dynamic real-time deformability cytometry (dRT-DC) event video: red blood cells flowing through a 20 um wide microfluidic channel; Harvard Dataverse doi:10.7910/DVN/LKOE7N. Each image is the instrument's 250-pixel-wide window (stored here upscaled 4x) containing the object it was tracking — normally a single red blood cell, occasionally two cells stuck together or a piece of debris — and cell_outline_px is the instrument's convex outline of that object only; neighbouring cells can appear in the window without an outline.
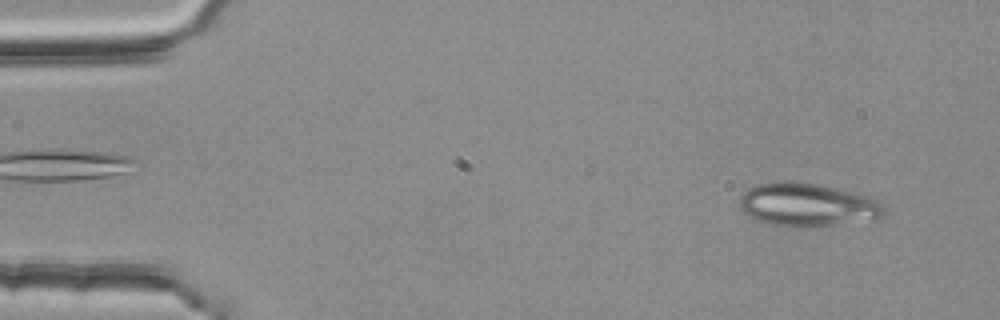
{"species": "common noctule bat (a hibernating species)", "species_latin": "Nyctalus noctula", "temperature_condition": "room temperature", "stored_images_in_passage": 53, "camera_frame_rate_fps": 3000, "um_per_image_px": 0.085, "animal": {"sex": "female", "body_mass_g": 25.1}, "frame": {"image": 1, "passage_image": 4, "time_ms": 1.0, "image_size_px": [1000, 320], "cell_outline_px": [[884, 212], [880, 216], [808, 228], [796, 228], [764, 224], [748, 216], [740, 208], [740, 196], [748, 188], [756, 184], [776, 180], [792, 180], [816, 184], [868, 196], [884, 204]], "centroid_in_image_um": [68.48, 17.39], "position_along_channel_um": 16.5, "area_um2": 36.36}}
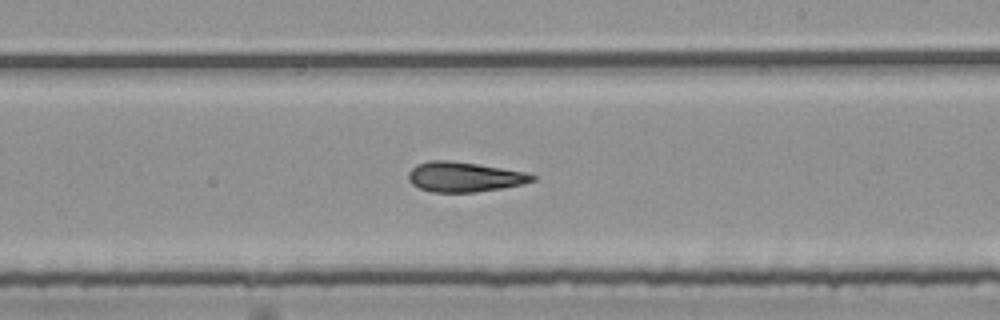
{"frame": {"image": 2, "passage_image": 31, "time_ms": 10.0, "image_size_px": [1000, 320], "cell_outline_px": [[536, 180], [520, 184], [500, 188], [476, 192], [432, 192], [420, 188], [412, 184], [408, 180], [408, 172], [416, 164], [428, 160], [448, 160], [476, 164], [528, 172], [536, 176]], "centroid_in_image_um": [39.44, 15.03], "position_along_channel_um": 249.6, "area_um2": 21.56}}
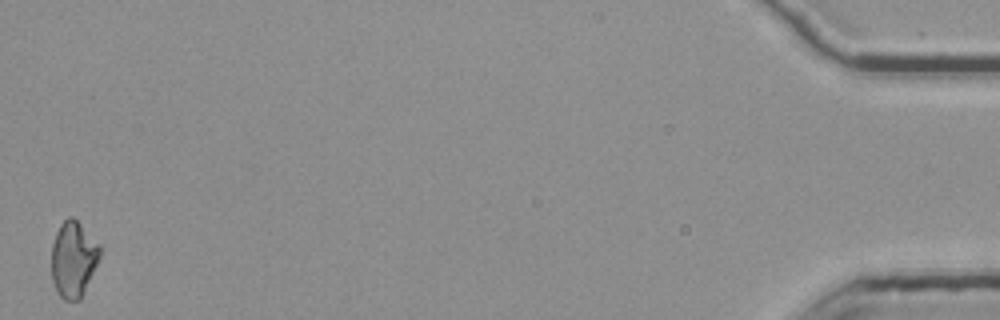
{"frame": {"image": 3, "passage_image": 53, "time_ms": 17.333, "image_size_px": [1000, 320], "cell_outline_px": [[100, 256], [80, 300], [64, 300], [60, 296], [52, 280], [52, 244], [56, 232], [60, 224], [68, 216], [72, 216], [100, 244]], "centroid_in_image_um": [6.23, 22.01], "position_along_channel_um": 429.0, "area_um2": 21.15}, "authors_computed_cell_mechanics": {"area_um2": 21.7906, "velocity_mm_per_s": 3.774, "shape_relaxation_time_tau1_ms": null, "shape_relaxation_time_tau2_ms": 4.9125, "deformation_change_tau1": null, "deformation_change_tau2": 0.1412}}